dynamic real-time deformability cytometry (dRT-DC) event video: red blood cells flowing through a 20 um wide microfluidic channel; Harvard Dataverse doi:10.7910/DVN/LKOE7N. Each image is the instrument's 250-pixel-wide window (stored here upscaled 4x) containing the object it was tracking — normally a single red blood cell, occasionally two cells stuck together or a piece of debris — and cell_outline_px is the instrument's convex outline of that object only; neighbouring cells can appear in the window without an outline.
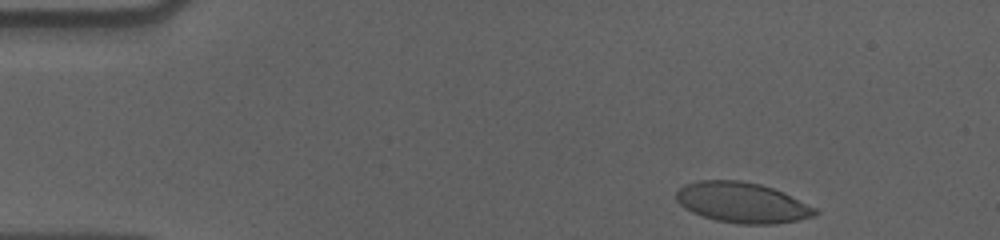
{"species": "human", "species_latin": "Homo sapiens", "temperature_condition": "cold", "stored_images_in_passage": 42, "camera_frame_rate_fps": 3000, "um_per_image_px": 0.085, "donor": {"sex": "male"}, "frame": {"image": 1, "passage_image": 1, "time_ms": 0.0, "image_size_px": [1000, 240], "cell_outline_px": [[820, 212], [816, 216], [796, 220], [772, 224], [736, 224], [716, 220], [692, 212], [684, 208], [676, 200], [676, 192], [684, 184], [700, 180], [740, 180], [760, 184], [784, 192], [816, 208]], "centroid_in_image_um": [63.09, 17.22], "position_along_channel_um": 21.9, "area_um2": 32.77}}
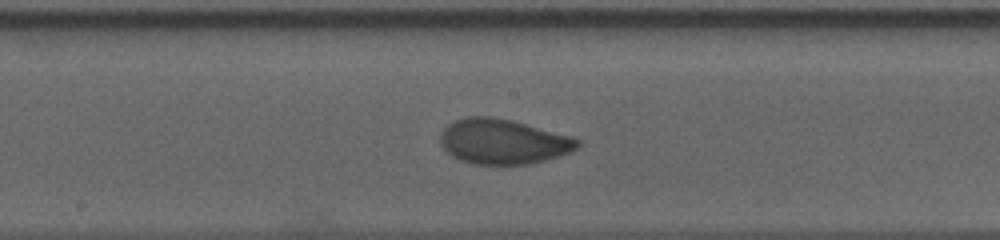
{"frame": {"image": 2, "passage_image": 24, "time_ms": 7.667, "image_size_px": [1000, 240], "cell_outline_px": [[580, 144], [572, 152], [532, 164], [472, 164], [460, 160], [452, 156], [440, 144], [440, 132], [452, 120], [468, 116], [492, 116], [512, 120], [576, 136], [580, 140]], "centroid_in_image_um": [42.79, 12.02], "position_along_channel_um": 205.4, "area_um2": 36.59}}
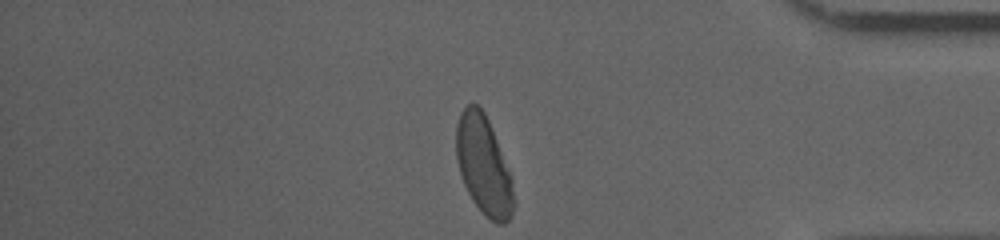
{"frame": {"image": 3, "passage_image": 42, "time_ms": 13.667, "image_size_px": [1000, 240], "cell_outline_px": [[512, 212], [508, 220], [504, 224], [496, 224], [484, 216], [472, 200], [464, 184], [460, 172], [456, 156], [456, 124], [460, 112], [468, 104], [476, 104], [484, 112], [488, 120], [512, 176]], "centroid_in_image_um": [41.09, 14.06], "position_along_channel_um": 394.1, "area_um2": 32.77}, "authors_computed_cell_mechanics": {"area_um2": 35.2291, "velocity_mm_per_s": 3.5659, "shape_relaxation_time_tau1_ms": 4.3337, "shape_relaxation_time_tau2_ms": 1.2059, "deformation_change_tau1": 0.1577, "deformation_change_tau2": 0.0555}}